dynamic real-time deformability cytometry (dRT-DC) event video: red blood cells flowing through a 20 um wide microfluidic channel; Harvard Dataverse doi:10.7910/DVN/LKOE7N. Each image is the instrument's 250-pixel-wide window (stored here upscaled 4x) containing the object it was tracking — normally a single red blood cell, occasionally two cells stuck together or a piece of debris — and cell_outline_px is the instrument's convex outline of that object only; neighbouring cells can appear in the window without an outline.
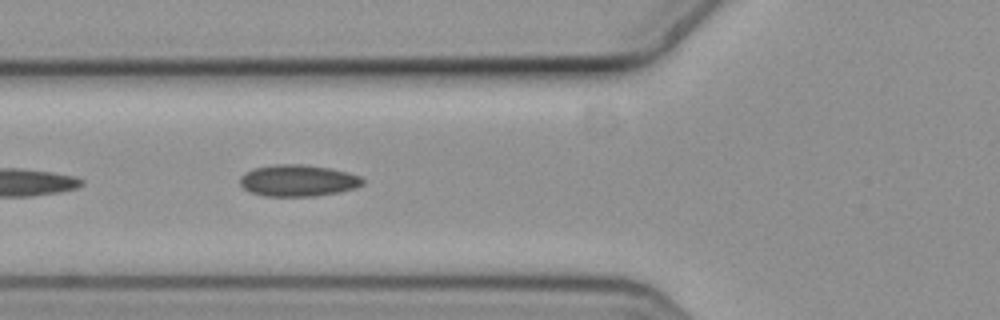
{"species": "common noctule bat (a hibernating species)", "species_latin": "Nyctalus noctula", "temperature_condition": "cold", "stored_images_in_passage": 9, "camera_frame_rate_fps": 3000, "um_per_image_px": 0.085, "animal": {"sex": "female", "body_mass_g": 19.3, "forearm_length_mm": 54.1}, "frame": {"image": 1, "passage_image": 6, "time_ms": 1.667, "image_size_px": [1000, 320], "cell_outline_px": [[364, 184], [356, 188], [340, 192], [316, 196], [264, 196], [248, 192], [240, 184], [240, 176], [244, 172], [252, 168], [276, 164], [304, 164], [328, 168], [348, 172], [360, 176], [364, 180]], "centroid_in_image_um": [25.32, 15.35], "position_along_channel_um": 100.5, "area_um2": 22.89}}
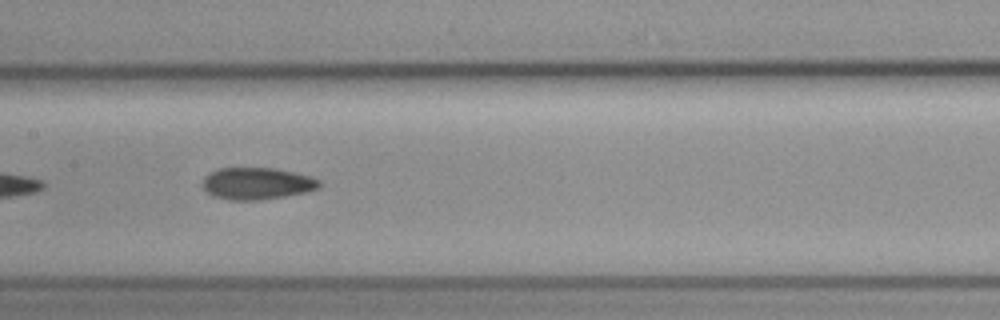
{"frame": {"image": 2, "passage_image": 8, "time_ms": 2.333, "image_size_px": [1000, 320], "cell_outline_px": [[320, 184], [316, 188], [308, 192], [260, 200], [228, 200], [212, 196], [204, 192], [204, 176], [220, 168], [272, 168], [292, 172], [308, 176], [320, 180]], "centroid_in_image_um": [21.8, 15.61], "position_along_channel_um": 185.6, "area_um2": 21.56}}
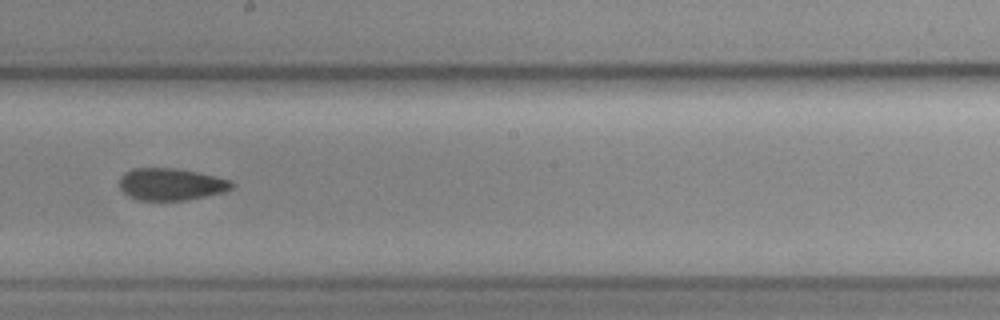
{"frame": {"image": 3, "passage_image": 9, "time_ms": 2.667, "image_size_px": [1000, 320], "cell_outline_px": [[236, 184], [232, 188], [224, 192], [184, 200], [136, 200], [128, 196], [120, 188], [120, 176], [124, 172], [132, 168], [176, 168], [216, 176], [232, 180]], "centroid_in_image_um": [14.53, 15.65], "position_along_channel_um": 233.7, "area_um2": 21.1}}